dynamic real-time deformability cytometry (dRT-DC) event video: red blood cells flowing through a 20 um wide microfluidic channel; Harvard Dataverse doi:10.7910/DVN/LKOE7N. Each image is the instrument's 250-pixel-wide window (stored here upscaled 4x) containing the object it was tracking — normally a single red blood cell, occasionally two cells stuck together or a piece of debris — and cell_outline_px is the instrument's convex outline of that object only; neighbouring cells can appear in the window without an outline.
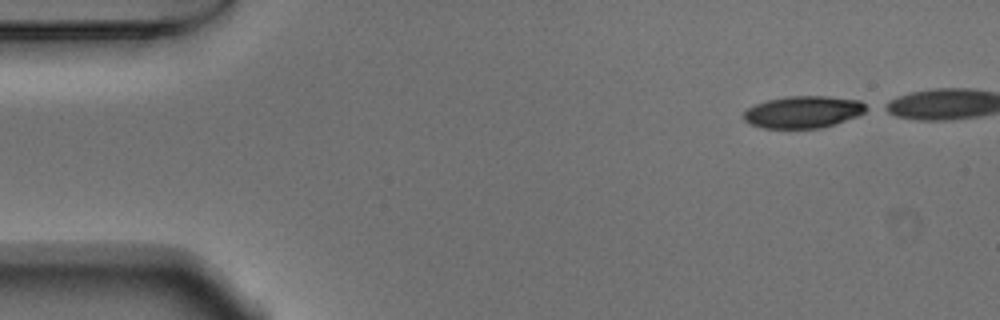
{"species": "Egyptian fruit bat (a non-hibernating species)", "species_latin": "Rousettus aegyptiacus", "temperature_condition": "warm", "stored_images_in_passage": 41, "camera_frame_rate_fps": 3000, "um_per_image_px": 0.085, "animal": {"sex": "male"}, "frame": {"image": 1, "passage_image": 1, "time_ms": 0.0, "image_size_px": [1000, 320], "cell_outline_px": [[872, 108], [856, 116], [820, 128], [764, 128], [748, 124], [744, 120], [744, 112], [748, 108], [756, 104], [768, 100], [784, 96], [828, 96], [860, 100], [868, 104]], "centroid_in_image_um": [68.29, 9.5], "position_along_channel_um": 16.7, "area_um2": 22.95}}
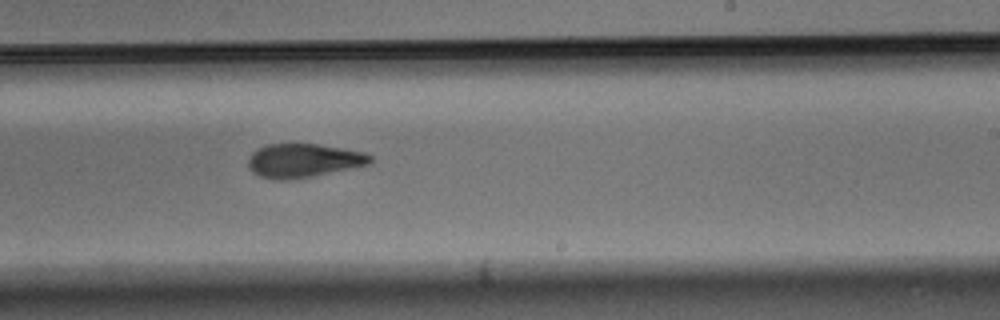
{"frame": {"image": 2, "passage_image": 28, "time_ms": 9.0, "image_size_px": [1000, 320], "cell_outline_px": [[372, 164], [312, 176], [288, 180], [276, 180], [260, 176], [252, 172], [248, 168], [248, 156], [256, 148], [264, 144], [316, 144], [344, 148], [364, 152], [372, 156]], "centroid_in_image_um": [25.77, 13.64], "position_along_channel_um": 263.2, "area_um2": 24.28}}
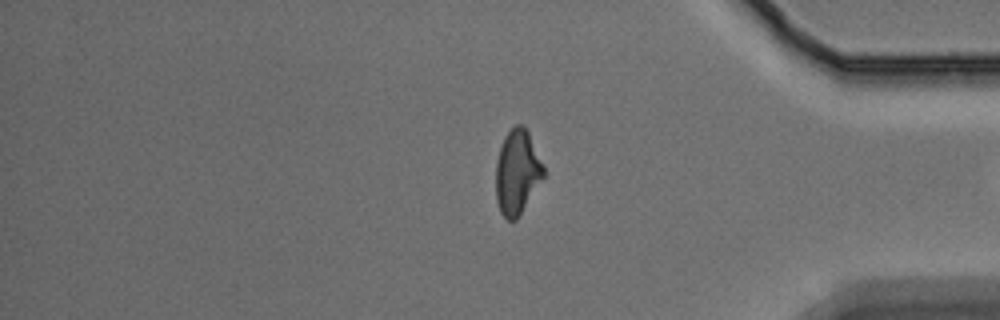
{"frame": {"image": 3, "passage_image": 40, "time_ms": 13.0, "image_size_px": [1000, 320], "cell_outline_px": [[544, 176], [516, 220], [508, 220], [500, 212], [496, 200], [496, 164], [500, 148], [504, 136], [516, 124], [524, 124], [528, 132], [544, 168]], "centroid_in_image_um": [43.94, 14.62], "position_along_channel_um": 391.3, "area_um2": 23.12}}